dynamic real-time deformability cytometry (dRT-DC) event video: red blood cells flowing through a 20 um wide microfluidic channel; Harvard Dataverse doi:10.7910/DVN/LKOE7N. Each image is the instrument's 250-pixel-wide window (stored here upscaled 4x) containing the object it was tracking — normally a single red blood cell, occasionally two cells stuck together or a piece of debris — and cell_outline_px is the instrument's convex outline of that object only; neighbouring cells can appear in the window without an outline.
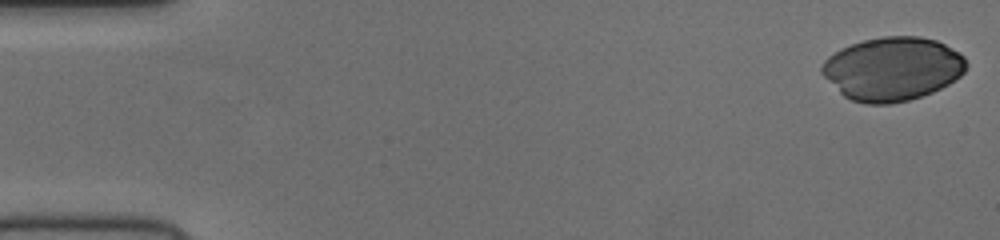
{"species": "human", "species_latin": "Homo sapiens", "temperature_condition": "cold", "stored_images_in_passage": 11, "camera_frame_rate_fps": 3000, "um_per_image_px": 0.085, "donor": {"sex": "female"}, "frame": {"image": 1, "passage_image": 1, "time_ms": 0.0, "image_size_px": [1000, 240], "cell_outline_px": [[968, 64], [964, 72], [960, 76], [948, 84], [932, 92], [908, 100], [892, 104], [864, 104], [852, 100], [844, 96], [820, 72], [820, 68], [824, 60], [828, 56], [840, 48], [864, 40], [880, 36], [920, 36], [936, 40], [944, 44], [964, 56]], "centroid_in_image_um": [75.85, 5.84], "position_along_channel_um": 9.1, "area_um2": 53.52}}